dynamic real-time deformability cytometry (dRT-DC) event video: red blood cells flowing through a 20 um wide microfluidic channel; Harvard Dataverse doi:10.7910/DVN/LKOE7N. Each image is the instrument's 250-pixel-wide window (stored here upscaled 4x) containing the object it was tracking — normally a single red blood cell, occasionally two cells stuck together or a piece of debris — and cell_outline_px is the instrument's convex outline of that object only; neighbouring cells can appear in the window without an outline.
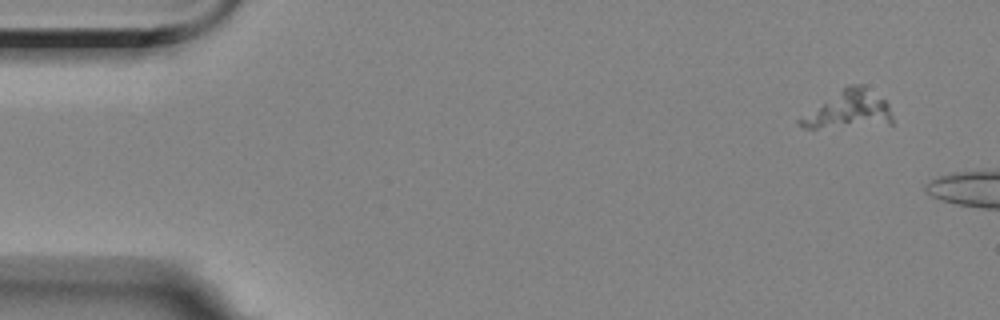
{"species": "Egyptian fruit bat (a non-hibernating species)", "species_latin": "Rousettus aegyptiacus", "temperature_condition": "room temperature", "stored_images_in_passage": 3, "camera_frame_rate_fps": 3000, "um_per_image_px": 0.085, "animal": {"sex": "female"}, "frame": {"image": 1, "passage_image": 1, "time_ms": 0.0, "image_size_px": [1000, 320], "cell_outline_px": [[892, 124], [816, 128], [804, 128], [796, 120], [848, 84], [860, 84], [884, 100], [888, 104], [892, 116]], "centroid_in_image_um": [72.14, 9.34], "position_along_channel_um": 12.9, "area_um2": 19.77}}